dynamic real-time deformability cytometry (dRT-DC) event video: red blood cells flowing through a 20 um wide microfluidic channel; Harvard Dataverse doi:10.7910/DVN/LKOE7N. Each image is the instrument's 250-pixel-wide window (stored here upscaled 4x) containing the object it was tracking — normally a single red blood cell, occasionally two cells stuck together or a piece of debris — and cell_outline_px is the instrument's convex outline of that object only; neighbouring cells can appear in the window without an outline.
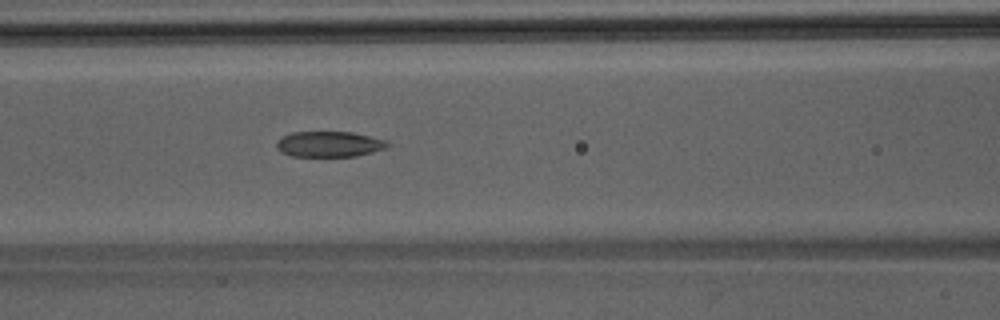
{"species": "Egyptian fruit bat (a non-hibernating species)", "species_latin": "Rousettus aegyptiacus", "temperature_condition": "room temperature", "stored_images_in_passage": 39, "camera_frame_rate_fps": 3000, "um_per_image_px": 0.085, "animal": {"sex": "male"}, "frame": {"image": 1, "passage_image": 11, "time_ms": 3.333, "image_size_px": [1000, 320], "cell_outline_px": [[388, 144], [384, 148], [372, 152], [356, 156], [292, 156], [280, 152], [276, 148], [276, 144], [284, 136], [292, 132], [352, 132], [388, 140]], "centroid_in_image_um": [27.98, 12.25], "position_along_channel_um": 138.6, "area_um2": 16.42}}
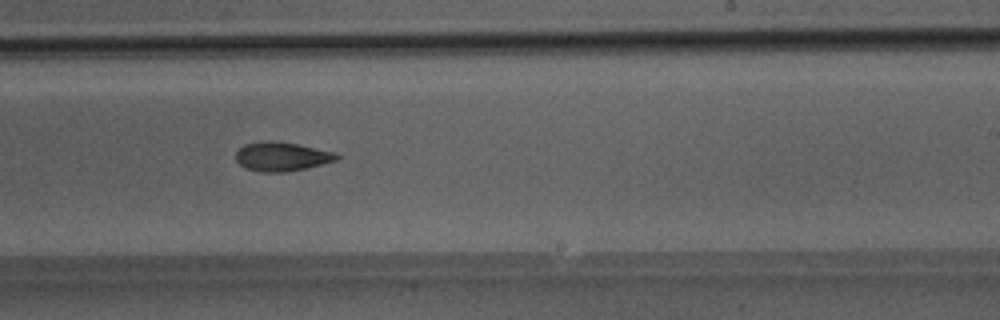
{"frame": {"image": 2, "passage_image": 20, "time_ms": 6.333, "image_size_px": [1000, 320], "cell_outline_px": [[340, 156], [336, 160], [308, 168], [288, 172], [260, 172], [244, 168], [236, 160], [236, 152], [244, 144], [264, 140], [272, 140], [296, 144], [336, 152]], "centroid_in_image_um": [23.93, 13.31], "position_along_channel_um": 265.1, "area_um2": 17.22}}
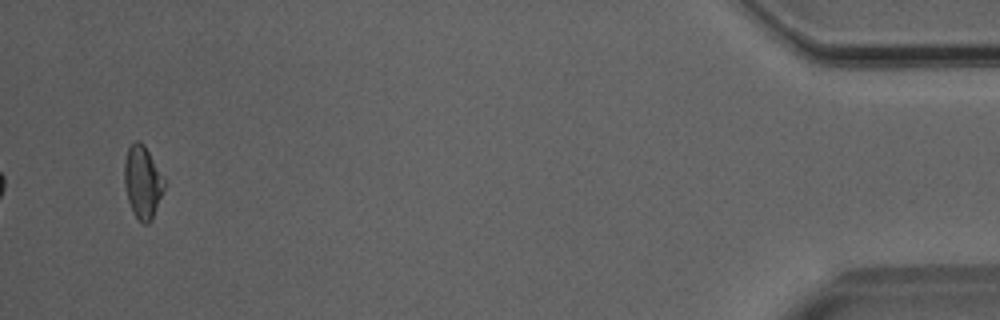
{"frame": {"image": 3, "passage_image": 37, "time_ms": 12.0, "image_size_px": [1000, 320], "cell_outline_px": [[164, 188], [152, 220], [148, 224], [144, 224], [132, 212], [128, 200], [124, 184], [124, 160], [128, 148], [136, 140], [140, 140], [144, 144], [164, 176]], "centroid_in_image_um": [12.11, 15.46], "position_along_channel_um": 423.1, "area_um2": 16.94}}